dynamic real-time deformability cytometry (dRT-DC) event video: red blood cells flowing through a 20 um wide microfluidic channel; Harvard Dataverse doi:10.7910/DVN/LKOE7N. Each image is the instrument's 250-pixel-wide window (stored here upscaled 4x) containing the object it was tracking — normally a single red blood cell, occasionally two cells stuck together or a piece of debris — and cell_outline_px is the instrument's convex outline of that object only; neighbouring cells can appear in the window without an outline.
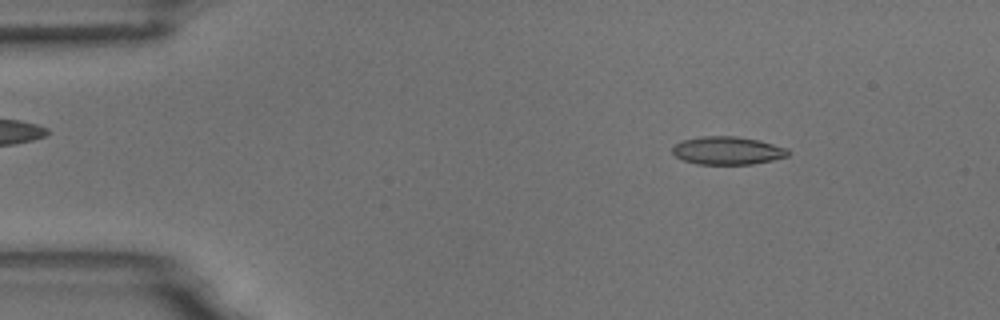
{"species": "common noctule bat (a hibernating species)", "species_latin": "Nyctalus noctula", "temperature_condition": "room temperature", "stored_images_in_passage": 4, "camera_frame_rate_fps": 3000, "um_per_image_px": 0.085, "animal": {"sex": "male", "body_mass_g": 18.8}, "frame": {"image": 1, "passage_image": 2, "time_ms": 0.333, "image_size_px": [1000, 320], "cell_outline_px": [[788, 156], [772, 160], [752, 164], [696, 164], [684, 160], [676, 156], [672, 152], [672, 148], [676, 144], [684, 140], [700, 136], [736, 136], [756, 140], [788, 148]], "centroid_in_image_um": [61.82, 12.8], "position_along_channel_um": 23.2, "area_um2": 18.67}}